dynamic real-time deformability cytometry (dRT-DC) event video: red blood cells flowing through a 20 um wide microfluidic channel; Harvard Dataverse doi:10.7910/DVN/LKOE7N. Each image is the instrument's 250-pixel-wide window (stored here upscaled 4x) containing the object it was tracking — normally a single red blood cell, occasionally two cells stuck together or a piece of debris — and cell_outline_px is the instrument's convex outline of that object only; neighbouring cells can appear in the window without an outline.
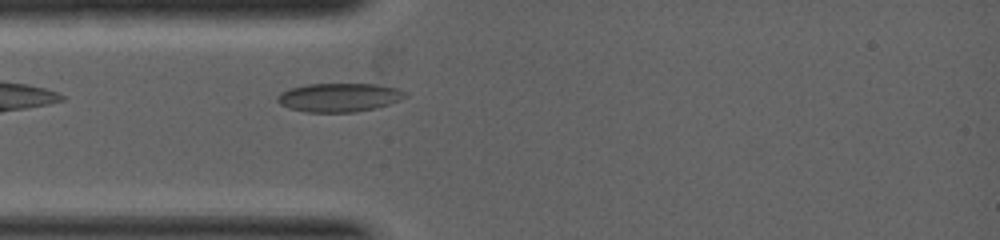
{"species": "common noctule bat (a hibernating species)", "species_latin": "Nyctalus noctula", "temperature_condition": "warm", "stored_images_in_passage": 4, "camera_frame_rate_fps": 5000, "um_per_image_px": 0.085, "animal": {"sex": "female", "body_mass_g": 19.0, "forearm_length_mm": 53.3}, "frame": {"image": 1, "passage_image": 4, "time_ms": 0.6, "image_size_px": [1000, 240], "cell_outline_px": [[408, 96], [400, 100], [376, 108], [356, 112], [308, 112], [288, 108], [280, 104], [276, 100], [276, 96], [280, 92], [288, 88], [308, 84], [376, 84], [396, 88], [408, 92]], "centroid_in_image_um": [28.81, 8.28], "position_along_channel_um": 56.2, "area_um2": 21.56}}